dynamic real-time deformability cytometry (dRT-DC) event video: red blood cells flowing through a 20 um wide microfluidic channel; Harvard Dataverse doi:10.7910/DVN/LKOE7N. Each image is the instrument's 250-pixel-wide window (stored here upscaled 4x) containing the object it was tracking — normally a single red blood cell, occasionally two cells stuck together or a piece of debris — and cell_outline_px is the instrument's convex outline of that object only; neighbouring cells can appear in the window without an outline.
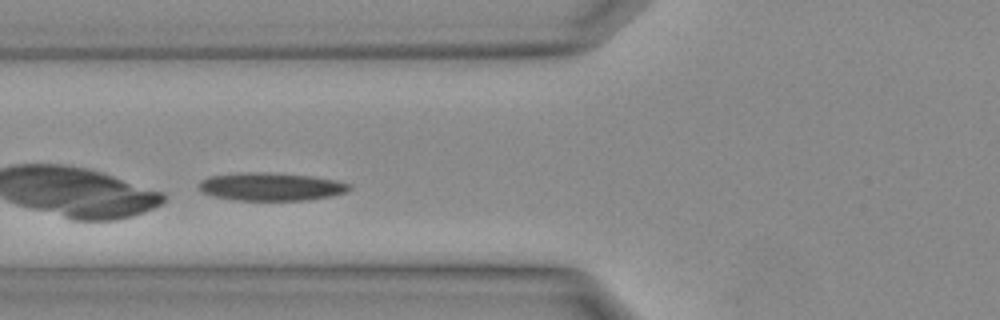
{"species": "Egyptian fruit bat (a non-hibernating species)", "species_latin": "Rousettus aegyptiacus", "temperature_condition": "warm", "stored_images_in_passage": 5, "camera_frame_rate_fps": 3000, "um_per_image_px": 0.085, "animal": {"sex": "female"}, "frame": {"image": 1, "passage_image": 4, "time_ms": 1.0, "image_size_px": [1000, 320], "cell_outline_px": [[352, 188], [344, 192], [328, 196], [304, 200], [236, 200], [216, 196], [200, 192], [200, 180], [208, 176], [240, 172], [260, 172], [308, 176], [336, 180], [352, 184]], "centroid_in_image_um": [23.0, 15.86], "position_along_channel_um": 102.8, "area_um2": 24.28}}